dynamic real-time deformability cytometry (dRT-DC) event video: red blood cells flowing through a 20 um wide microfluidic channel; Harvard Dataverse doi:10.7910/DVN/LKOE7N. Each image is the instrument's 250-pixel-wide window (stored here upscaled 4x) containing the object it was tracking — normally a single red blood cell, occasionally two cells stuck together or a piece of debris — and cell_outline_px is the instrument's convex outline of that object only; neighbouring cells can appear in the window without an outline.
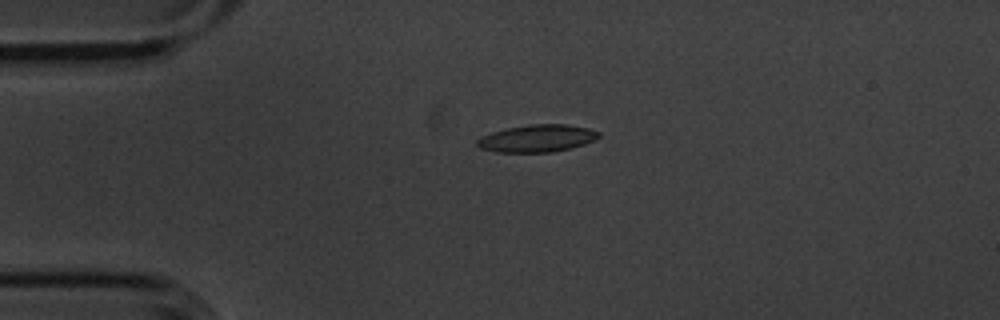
{"species": "common noctule bat (a hibernating species)", "species_latin": "Nyctalus noctula", "temperature_condition": "cold", "stored_images_in_passage": 43, "camera_frame_rate_fps": 3000, "um_per_image_px": 0.085, "animal": {"sex": "male", "body_mass_g": 20.1, "forearm_length_mm": 53.5}, "frame": {"image": 1, "passage_image": 1, "time_ms": 0.0, "image_size_px": [1000, 320], "cell_outline_px": [[600, 136], [596, 140], [572, 148], [552, 152], [496, 152], [480, 148], [476, 144], [476, 140], [480, 136], [492, 132], [508, 128], [528, 124], [568, 124], [588, 128], [600, 132]], "centroid_in_image_um": [45.67, 11.76], "position_along_channel_um": 39.3, "area_um2": 19.54}}
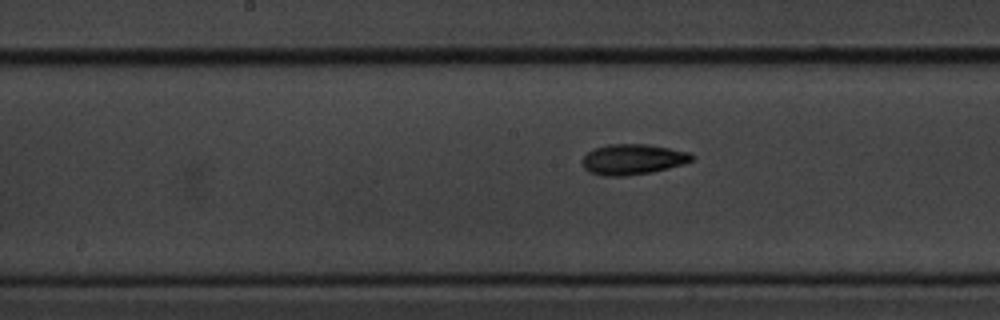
{"frame": {"image": 2, "passage_image": 16, "time_ms": 5.0, "image_size_px": [1000, 320], "cell_outline_px": [[692, 160], [684, 164], [652, 172], [624, 176], [600, 176], [588, 172], [584, 168], [580, 160], [592, 148], [608, 144], [648, 144], [688, 152], [692, 156]], "centroid_in_image_um": [53.71, 13.55], "position_along_channel_um": 194.5, "area_um2": 19.59}}
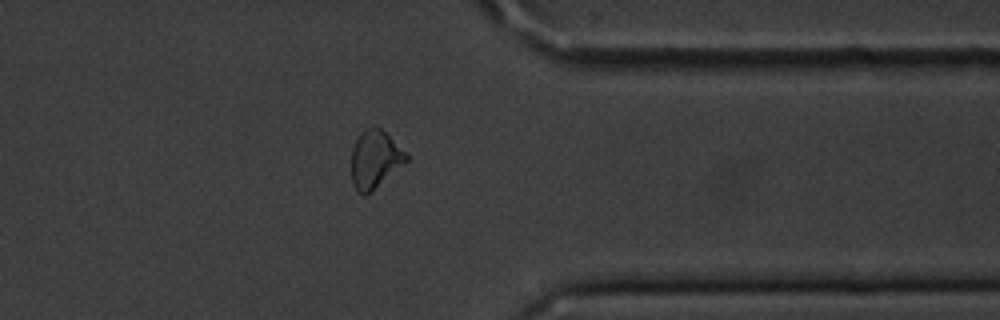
{"frame": {"image": 3, "passage_image": 32, "time_ms": 10.333, "image_size_px": [1000, 320], "cell_outline_px": [[408, 160], [364, 196], [356, 192], [352, 184], [352, 148], [360, 132], [364, 128], [380, 128], [408, 152]], "centroid_in_image_um": [31.86, 13.52], "position_along_channel_um": 379.5, "area_um2": 18.26}, "authors_computed_cell_mechanics": {"area_um2": 18.7272, "velocity_mm_per_s": 3.6275, "shape_relaxation_time_tau1_ms": 3.4057, "shape_relaxation_time_tau2_ms": 5.9844, "deformation_change_tau1": 0.119, "deformation_change_tau2": 0.1391}}